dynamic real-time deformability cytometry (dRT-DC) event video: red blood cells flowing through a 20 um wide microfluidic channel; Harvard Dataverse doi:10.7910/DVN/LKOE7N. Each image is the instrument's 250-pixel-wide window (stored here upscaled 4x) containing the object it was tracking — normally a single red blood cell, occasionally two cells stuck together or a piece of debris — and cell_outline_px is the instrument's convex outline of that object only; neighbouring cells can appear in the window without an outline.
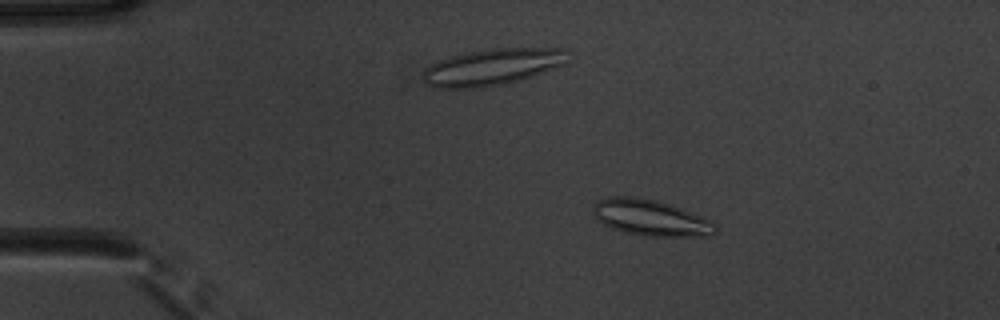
{"species": "common noctule bat (a hibernating species)", "species_latin": "Nyctalus noctula", "temperature_condition": "warm", "stored_images_in_passage": 54, "camera_frame_rate_fps": 3000, "um_per_image_px": 0.085, "animal": {"sex": "male", "body_mass_g": 20.1, "forearm_length_mm": 53.5}, "frame": {"image": 1, "passage_image": 11, "time_ms": 3.333, "image_size_px": [1000, 320], "cell_outline_px": [[716, 232], [708, 236], [644, 236], [624, 232], [612, 228], [596, 220], [592, 212], [592, 208], [596, 200], [608, 196], [632, 196], [656, 200], [672, 204], [684, 208], [716, 224]], "centroid_in_image_um": [55.26, 18.49], "position_along_channel_um": 29.7, "area_um2": 26.01}}
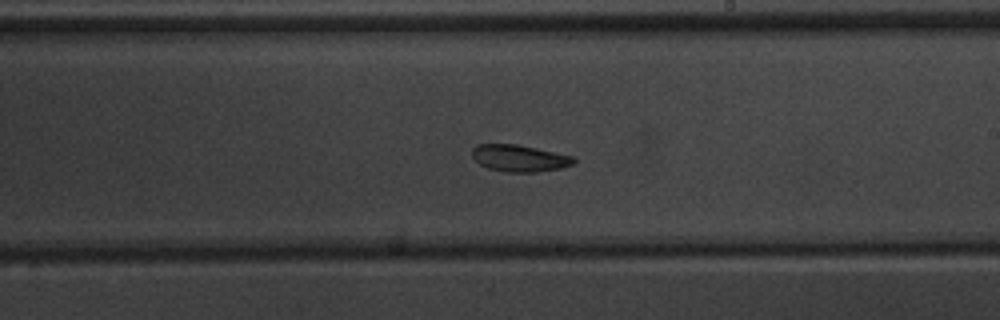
{"frame": {"image": 2, "passage_image": 33, "time_ms": 10.667, "image_size_px": [1000, 320], "cell_outline_px": [[576, 160], [572, 164], [560, 168], [536, 172], [508, 172], [488, 168], [480, 164], [472, 156], [472, 148], [476, 144], [516, 144], [576, 156]], "centroid_in_image_um": [44.16, 13.44], "position_along_channel_um": 244.8, "area_um2": 15.9}}
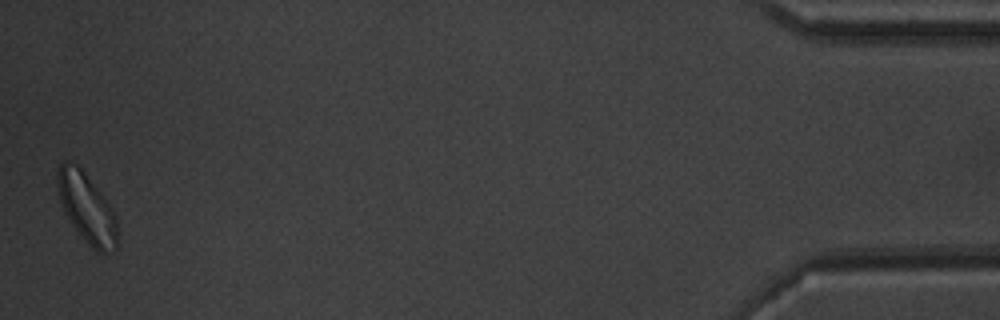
{"frame": {"image": 3, "passage_image": 54, "time_ms": 17.667, "image_size_px": [1000, 320], "cell_outline_px": [[116, 248], [104, 252], [96, 252], [88, 244], [72, 224], [64, 212], [60, 200], [56, 184], [56, 172], [60, 164], [64, 160], [76, 164], [84, 172], [100, 192], [116, 216]], "centroid_in_image_um": [7.33, 17.65], "position_along_channel_um": 427.9, "area_um2": 23.81}, "authors_computed_cell_mechanics": {"area_um2": 19.0451, "velocity_mm_per_s": 3.8214, "shape_relaxation_time_tau1_ms": 4.1699, "shape_relaxation_time_tau2_ms": 3.8663, "deformation_change_tau1": 0.0965, "deformation_change_tau2": 0.0932}}